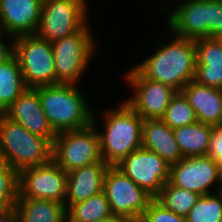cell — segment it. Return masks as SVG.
Listing matches in <instances>:
<instances>
[{"label":"cell","mask_w":222,"mask_h":222,"mask_svg":"<svg viewBox=\"0 0 222 222\" xmlns=\"http://www.w3.org/2000/svg\"><path fill=\"white\" fill-rule=\"evenodd\" d=\"M95 222H129V221L121 216L111 215L110 217L106 219L98 220Z\"/></svg>","instance_id":"e575fe53"},{"label":"cell","mask_w":222,"mask_h":222,"mask_svg":"<svg viewBox=\"0 0 222 222\" xmlns=\"http://www.w3.org/2000/svg\"><path fill=\"white\" fill-rule=\"evenodd\" d=\"M94 34V35H93ZM86 24L79 32L51 43L56 69V84L79 85L98 50V40ZM89 65V66H88Z\"/></svg>","instance_id":"5b68a950"},{"label":"cell","mask_w":222,"mask_h":222,"mask_svg":"<svg viewBox=\"0 0 222 222\" xmlns=\"http://www.w3.org/2000/svg\"><path fill=\"white\" fill-rule=\"evenodd\" d=\"M195 110L198 122L222 126V90L190 81L181 91Z\"/></svg>","instance_id":"d6986e66"},{"label":"cell","mask_w":222,"mask_h":222,"mask_svg":"<svg viewBox=\"0 0 222 222\" xmlns=\"http://www.w3.org/2000/svg\"><path fill=\"white\" fill-rule=\"evenodd\" d=\"M78 86L58 83L34 88L39 94L41 107L56 133L81 129L92 123L94 110Z\"/></svg>","instance_id":"3957f363"},{"label":"cell","mask_w":222,"mask_h":222,"mask_svg":"<svg viewBox=\"0 0 222 222\" xmlns=\"http://www.w3.org/2000/svg\"><path fill=\"white\" fill-rule=\"evenodd\" d=\"M19 222H67L63 203L18 197L15 203Z\"/></svg>","instance_id":"44dd1931"},{"label":"cell","mask_w":222,"mask_h":222,"mask_svg":"<svg viewBox=\"0 0 222 222\" xmlns=\"http://www.w3.org/2000/svg\"><path fill=\"white\" fill-rule=\"evenodd\" d=\"M214 126L197 122L173 129L183 157L207 155Z\"/></svg>","instance_id":"7402d4cb"},{"label":"cell","mask_w":222,"mask_h":222,"mask_svg":"<svg viewBox=\"0 0 222 222\" xmlns=\"http://www.w3.org/2000/svg\"><path fill=\"white\" fill-rule=\"evenodd\" d=\"M168 13L164 33L186 39L208 37V0H180ZM178 4V5H177Z\"/></svg>","instance_id":"5bb4252c"},{"label":"cell","mask_w":222,"mask_h":222,"mask_svg":"<svg viewBox=\"0 0 222 222\" xmlns=\"http://www.w3.org/2000/svg\"><path fill=\"white\" fill-rule=\"evenodd\" d=\"M220 171H221V178H222V165L220 166Z\"/></svg>","instance_id":"ab89813d"},{"label":"cell","mask_w":222,"mask_h":222,"mask_svg":"<svg viewBox=\"0 0 222 222\" xmlns=\"http://www.w3.org/2000/svg\"><path fill=\"white\" fill-rule=\"evenodd\" d=\"M139 222H187L186 217L177 215L166 209L155 198L141 216Z\"/></svg>","instance_id":"f1b7e54d"},{"label":"cell","mask_w":222,"mask_h":222,"mask_svg":"<svg viewBox=\"0 0 222 222\" xmlns=\"http://www.w3.org/2000/svg\"><path fill=\"white\" fill-rule=\"evenodd\" d=\"M0 148L17 172L52 160L53 144L0 113Z\"/></svg>","instance_id":"277c9868"},{"label":"cell","mask_w":222,"mask_h":222,"mask_svg":"<svg viewBox=\"0 0 222 222\" xmlns=\"http://www.w3.org/2000/svg\"><path fill=\"white\" fill-rule=\"evenodd\" d=\"M129 69L123 78L133 93L123 100L144 120L161 119L177 91L169 85L143 77L134 67Z\"/></svg>","instance_id":"8fae6325"},{"label":"cell","mask_w":222,"mask_h":222,"mask_svg":"<svg viewBox=\"0 0 222 222\" xmlns=\"http://www.w3.org/2000/svg\"><path fill=\"white\" fill-rule=\"evenodd\" d=\"M170 36H167L165 41H162L163 35L160 40H155L152 55H148L133 67L143 77L169 85L181 92L194 79L196 48L193 39L180 38L173 34Z\"/></svg>","instance_id":"6da1fadb"},{"label":"cell","mask_w":222,"mask_h":222,"mask_svg":"<svg viewBox=\"0 0 222 222\" xmlns=\"http://www.w3.org/2000/svg\"><path fill=\"white\" fill-rule=\"evenodd\" d=\"M80 1H82L84 4H86L87 6L89 5V3H88V1L89 0H80Z\"/></svg>","instance_id":"f35d334b"},{"label":"cell","mask_w":222,"mask_h":222,"mask_svg":"<svg viewBox=\"0 0 222 222\" xmlns=\"http://www.w3.org/2000/svg\"><path fill=\"white\" fill-rule=\"evenodd\" d=\"M200 197V194L174 186L168 181L155 199L166 209L186 217Z\"/></svg>","instance_id":"d4e9b609"},{"label":"cell","mask_w":222,"mask_h":222,"mask_svg":"<svg viewBox=\"0 0 222 222\" xmlns=\"http://www.w3.org/2000/svg\"><path fill=\"white\" fill-rule=\"evenodd\" d=\"M220 178V165L207 155L183 157L170 165L169 182L200 195L215 193Z\"/></svg>","instance_id":"4fadbf2b"},{"label":"cell","mask_w":222,"mask_h":222,"mask_svg":"<svg viewBox=\"0 0 222 222\" xmlns=\"http://www.w3.org/2000/svg\"><path fill=\"white\" fill-rule=\"evenodd\" d=\"M18 198V172L9 167L0 175V212L12 209Z\"/></svg>","instance_id":"83f0119b"},{"label":"cell","mask_w":222,"mask_h":222,"mask_svg":"<svg viewBox=\"0 0 222 222\" xmlns=\"http://www.w3.org/2000/svg\"><path fill=\"white\" fill-rule=\"evenodd\" d=\"M119 105L116 109L110 107L103 110L100 115L103 119L100 121L103 124L101 126L96 112L93 113L92 118V123L98 129L100 137L102 159L110 166H116L131 152L142 147L144 119L124 100Z\"/></svg>","instance_id":"7a4b0ae2"},{"label":"cell","mask_w":222,"mask_h":222,"mask_svg":"<svg viewBox=\"0 0 222 222\" xmlns=\"http://www.w3.org/2000/svg\"><path fill=\"white\" fill-rule=\"evenodd\" d=\"M116 167L154 198L170 180V164L143 147L131 152Z\"/></svg>","instance_id":"7c38bea8"},{"label":"cell","mask_w":222,"mask_h":222,"mask_svg":"<svg viewBox=\"0 0 222 222\" xmlns=\"http://www.w3.org/2000/svg\"><path fill=\"white\" fill-rule=\"evenodd\" d=\"M171 129L192 125L198 122L195 110L182 92H177L161 118Z\"/></svg>","instance_id":"484cf974"},{"label":"cell","mask_w":222,"mask_h":222,"mask_svg":"<svg viewBox=\"0 0 222 222\" xmlns=\"http://www.w3.org/2000/svg\"><path fill=\"white\" fill-rule=\"evenodd\" d=\"M187 222H222V202L215 193L201 195L186 216Z\"/></svg>","instance_id":"4316f807"},{"label":"cell","mask_w":222,"mask_h":222,"mask_svg":"<svg viewBox=\"0 0 222 222\" xmlns=\"http://www.w3.org/2000/svg\"><path fill=\"white\" fill-rule=\"evenodd\" d=\"M89 12L80 0H43L36 35L52 43L75 34L89 23Z\"/></svg>","instance_id":"ba28073f"},{"label":"cell","mask_w":222,"mask_h":222,"mask_svg":"<svg viewBox=\"0 0 222 222\" xmlns=\"http://www.w3.org/2000/svg\"><path fill=\"white\" fill-rule=\"evenodd\" d=\"M15 56L28 88L56 84L51 42L36 34L15 37Z\"/></svg>","instance_id":"52a82bcc"},{"label":"cell","mask_w":222,"mask_h":222,"mask_svg":"<svg viewBox=\"0 0 222 222\" xmlns=\"http://www.w3.org/2000/svg\"><path fill=\"white\" fill-rule=\"evenodd\" d=\"M9 167V162L0 148V175H2Z\"/></svg>","instance_id":"836d02e7"},{"label":"cell","mask_w":222,"mask_h":222,"mask_svg":"<svg viewBox=\"0 0 222 222\" xmlns=\"http://www.w3.org/2000/svg\"><path fill=\"white\" fill-rule=\"evenodd\" d=\"M196 69L194 81L222 90V45L215 37L194 40Z\"/></svg>","instance_id":"ac0fdd59"},{"label":"cell","mask_w":222,"mask_h":222,"mask_svg":"<svg viewBox=\"0 0 222 222\" xmlns=\"http://www.w3.org/2000/svg\"><path fill=\"white\" fill-rule=\"evenodd\" d=\"M67 172L53 160L18 172V197L65 203Z\"/></svg>","instance_id":"30bf717a"},{"label":"cell","mask_w":222,"mask_h":222,"mask_svg":"<svg viewBox=\"0 0 222 222\" xmlns=\"http://www.w3.org/2000/svg\"><path fill=\"white\" fill-rule=\"evenodd\" d=\"M0 222H19L16 208L0 212Z\"/></svg>","instance_id":"d6a6232c"},{"label":"cell","mask_w":222,"mask_h":222,"mask_svg":"<svg viewBox=\"0 0 222 222\" xmlns=\"http://www.w3.org/2000/svg\"><path fill=\"white\" fill-rule=\"evenodd\" d=\"M3 114L53 144L57 133L52 129L41 107L39 94L34 88H27Z\"/></svg>","instance_id":"9a60e30c"},{"label":"cell","mask_w":222,"mask_h":222,"mask_svg":"<svg viewBox=\"0 0 222 222\" xmlns=\"http://www.w3.org/2000/svg\"><path fill=\"white\" fill-rule=\"evenodd\" d=\"M215 194L219 197L222 202V178H220L219 183L217 184Z\"/></svg>","instance_id":"d590c367"},{"label":"cell","mask_w":222,"mask_h":222,"mask_svg":"<svg viewBox=\"0 0 222 222\" xmlns=\"http://www.w3.org/2000/svg\"><path fill=\"white\" fill-rule=\"evenodd\" d=\"M142 147L157 153L170 165L183 158L175 140L173 129L162 119H146L143 121Z\"/></svg>","instance_id":"ffe728a7"},{"label":"cell","mask_w":222,"mask_h":222,"mask_svg":"<svg viewBox=\"0 0 222 222\" xmlns=\"http://www.w3.org/2000/svg\"><path fill=\"white\" fill-rule=\"evenodd\" d=\"M207 156L222 165V126H214Z\"/></svg>","instance_id":"4dcf8cb0"},{"label":"cell","mask_w":222,"mask_h":222,"mask_svg":"<svg viewBox=\"0 0 222 222\" xmlns=\"http://www.w3.org/2000/svg\"><path fill=\"white\" fill-rule=\"evenodd\" d=\"M52 160L66 172L101 162L100 137L94 124L57 133Z\"/></svg>","instance_id":"8992f818"},{"label":"cell","mask_w":222,"mask_h":222,"mask_svg":"<svg viewBox=\"0 0 222 222\" xmlns=\"http://www.w3.org/2000/svg\"><path fill=\"white\" fill-rule=\"evenodd\" d=\"M43 0H0L2 33L13 37L36 34Z\"/></svg>","instance_id":"2e32d148"},{"label":"cell","mask_w":222,"mask_h":222,"mask_svg":"<svg viewBox=\"0 0 222 222\" xmlns=\"http://www.w3.org/2000/svg\"><path fill=\"white\" fill-rule=\"evenodd\" d=\"M14 55L15 37L3 33L0 36V64L9 61Z\"/></svg>","instance_id":"1f68e13d"},{"label":"cell","mask_w":222,"mask_h":222,"mask_svg":"<svg viewBox=\"0 0 222 222\" xmlns=\"http://www.w3.org/2000/svg\"><path fill=\"white\" fill-rule=\"evenodd\" d=\"M222 33V0H208V37Z\"/></svg>","instance_id":"f546056e"},{"label":"cell","mask_w":222,"mask_h":222,"mask_svg":"<svg viewBox=\"0 0 222 222\" xmlns=\"http://www.w3.org/2000/svg\"><path fill=\"white\" fill-rule=\"evenodd\" d=\"M166 1H170V0H165V3H163L162 5H161V7H159V10H160V12H166V10H168V9H171V4L169 3V2H166ZM173 1V0H172ZM175 1V0H174ZM177 1H179V0H176V2ZM163 2H164V0H163ZM167 3V4H166ZM166 5H168V6H166Z\"/></svg>","instance_id":"8d00e7d4"},{"label":"cell","mask_w":222,"mask_h":222,"mask_svg":"<svg viewBox=\"0 0 222 222\" xmlns=\"http://www.w3.org/2000/svg\"><path fill=\"white\" fill-rule=\"evenodd\" d=\"M103 192L112 215L121 216L129 222H139L149 203L154 199L116 166H109Z\"/></svg>","instance_id":"9c48e42d"},{"label":"cell","mask_w":222,"mask_h":222,"mask_svg":"<svg viewBox=\"0 0 222 222\" xmlns=\"http://www.w3.org/2000/svg\"><path fill=\"white\" fill-rule=\"evenodd\" d=\"M17 57L0 64V113L27 89Z\"/></svg>","instance_id":"603a6c76"},{"label":"cell","mask_w":222,"mask_h":222,"mask_svg":"<svg viewBox=\"0 0 222 222\" xmlns=\"http://www.w3.org/2000/svg\"><path fill=\"white\" fill-rule=\"evenodd\" d=\"M215 38L222 45V33L218 34Z\"/></svg>","instance_id":"74e56055"},{"label":"cell","mask_w":222,"mask_h":222,"mask_svg":"<svg viewBox=\"0 0 222 222\" xmlns=\"http://www.w3.org/2000/svg\"><path fill=\"white\" fill-rule=\"evenodd\" d=\"M110 165L104 160L67 172L66 210L80 201L103 191L104 179Z\"/></svg>","instance_id":"e0dca14e"},{"label":"cell","mask_w":222,"mask_h":222,"mask_svg":"<svg viewBox=\"0 0 222 222\" xmlns=\"http://www.w3.org/2000/svg\"><path fill=\"white\" fill-rule=\"evenodd\" d=\"M67 222H95L112 215L105 193L72 204L67 210Z\"/></svg>","instance_id":"cb8c5ba5"}]
</instances>
